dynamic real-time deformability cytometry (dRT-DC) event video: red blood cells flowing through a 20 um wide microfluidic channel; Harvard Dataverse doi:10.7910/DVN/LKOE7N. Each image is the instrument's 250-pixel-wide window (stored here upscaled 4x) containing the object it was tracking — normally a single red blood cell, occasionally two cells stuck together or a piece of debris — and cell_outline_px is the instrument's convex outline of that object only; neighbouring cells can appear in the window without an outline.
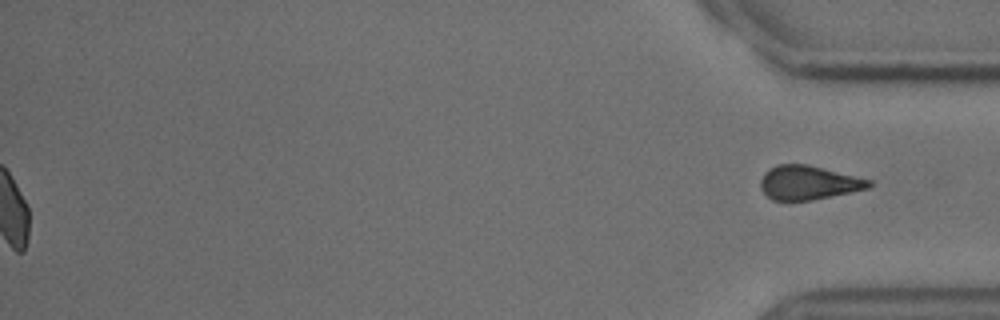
{"species": "common noctule bat (a hibernating species)", "species_latin": "Nyctalus noctula", "temperature_condition": "cold", "stored_images_in_passage": 55, "segment_of_instrument_passage": [2, 2], "camera_frame_rate_fps": 3000, "um_per_image_px": 0.085, "animal": {"sex": "male", "body_mass_g": 18.8}, "frame": {"image": 1, "passage_image": 55, "time_ms": 18.0, "image_size_px": [1000, 320], "cell_outline_px": [[876, 184], [868, 188], [812, 200], [772, 200], [760, 188], [760, 180], [764, 172], [768, 168], [776, 164], [808, 164], [872, 180]], "centroid_in_image_um": [68.71, 15.51], "position_along_channel_um": 366.5, "area_um2": 21.56}}